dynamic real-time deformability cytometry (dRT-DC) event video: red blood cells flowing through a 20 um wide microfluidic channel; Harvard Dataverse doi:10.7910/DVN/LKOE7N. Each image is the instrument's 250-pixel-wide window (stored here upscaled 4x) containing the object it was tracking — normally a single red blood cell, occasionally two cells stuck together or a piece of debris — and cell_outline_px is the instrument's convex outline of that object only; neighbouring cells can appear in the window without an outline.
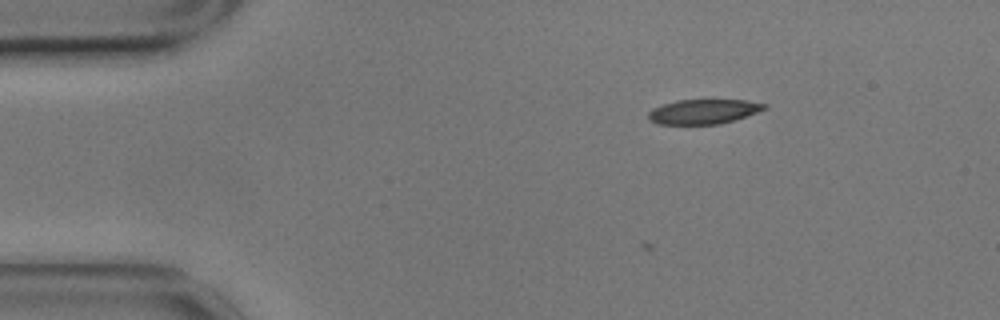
{"species": "common noctule bat (a hibernating species)", "species_latin": "Nyctalus noctula", "temperature_condition": "cold", "stored_images_in_passage": 2, "camera_frame_rate_fps": 3000, "um_per_image_px": 0.085, "animal": {"sex": "male", "body_mass_g": 17.9}, "frame": {"image": 1, "passage_image": 2, "time_ms": 0.333, "image_size_px": [1000, 320], "cell_outline_px": [[768, 108], [720, 124], [656, 124], [648, 120], [648, 112], [652, 108], [676, 100], [744, 100], [768, 104]], "centroid_in_image_um": [59.75, 9.48], "position_along_channel_um": 25.2, "area_um2": 16.59}}